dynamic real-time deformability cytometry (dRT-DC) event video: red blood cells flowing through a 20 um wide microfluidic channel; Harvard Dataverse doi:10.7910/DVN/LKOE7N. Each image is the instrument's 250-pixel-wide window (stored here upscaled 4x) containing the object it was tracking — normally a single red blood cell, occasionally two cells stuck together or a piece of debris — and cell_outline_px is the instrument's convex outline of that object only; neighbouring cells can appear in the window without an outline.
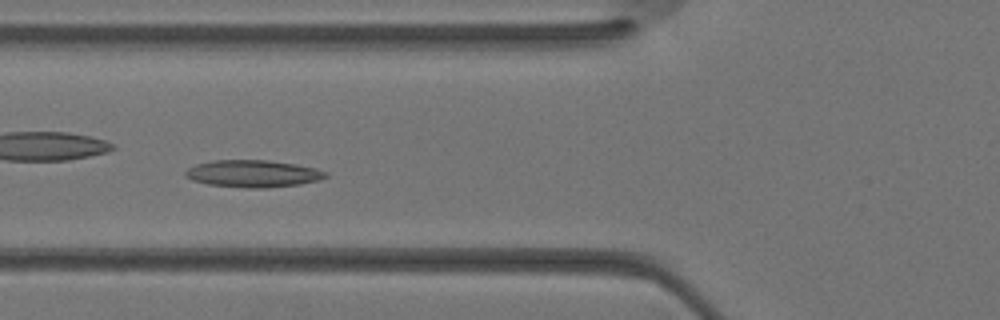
{"species": "Egyptian fruit bat (a non-hibernating species)", "species_latin": "Rousettus aegyptiacus", "temperature_condition": "warm", "stored_images_in_passage": 28, "camera_frame_rate_fps": 3000, "um_per_image_px": 0.085, "animal": {"sex": "female"}, "frame": {"image": 1, "passage_image": 5, "time_ms": 1.333, "image_size_px": [1000, 320], "cell_outline_px": [[328, 176], [320, 180], [300, 184], [268, 188], [248, 188], [208, 184], [192, 180], [184, 176], [184, 172], [188, 168], [196, 164], [212, 160], [268, 160], [296, 164], [316, 168], [328, 172]], "centroid_in_image_um": [21.52, 14.76], "position_along_channel_um": 104.3, "area_um2": 22.37}}
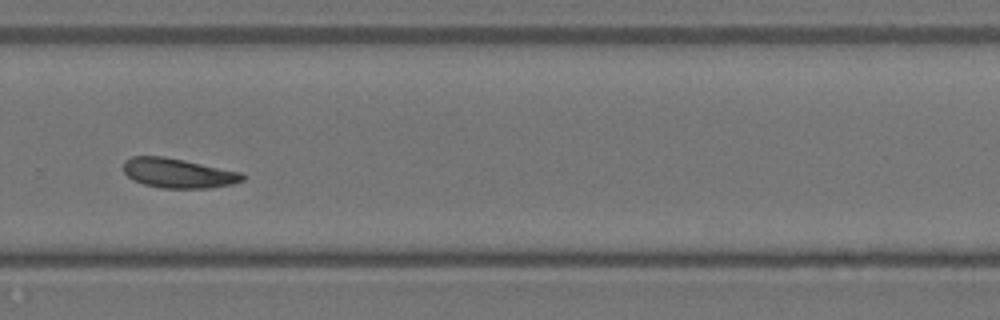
{"frame": {"image": 2, "passage_image": 16, "time_ms": 5.0, "image_size_px": [1000, 320], "cell_outline_px": [[244, 180], [232, 184], [208, 188], [160, 188], [144, 184], [132, 180], [124, 172], [124, 160], [132, 156], [164, 156], [184, 160], [240, 172], [244, 176]], "centroid_in_image_um": [15.11, 14.72], "position_along_channel_um": 314.7, "area_um2": 20.46}}